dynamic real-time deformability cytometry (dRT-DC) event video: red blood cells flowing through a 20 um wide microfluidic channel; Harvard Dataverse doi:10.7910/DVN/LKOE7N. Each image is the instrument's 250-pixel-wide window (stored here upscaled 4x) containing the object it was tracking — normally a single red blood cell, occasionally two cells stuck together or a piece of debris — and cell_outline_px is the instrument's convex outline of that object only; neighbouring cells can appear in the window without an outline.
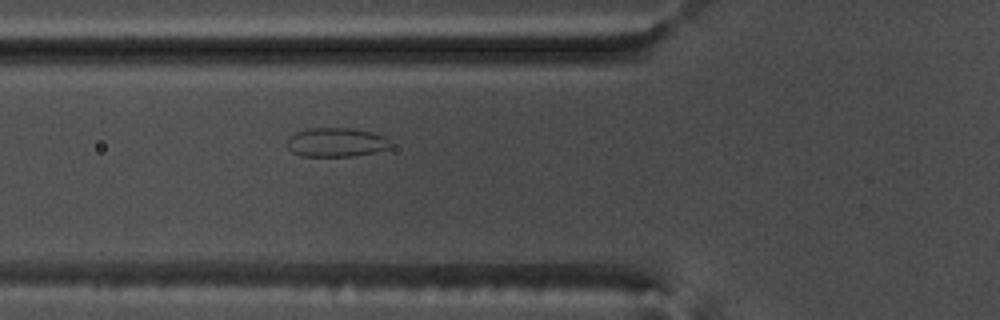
{"species": "common noctule bat (a hibernating species)", "species_latin": "Nyctalus noctula", "temperature_condition": "warm", "stored_images_in_passage": 41, "camera_frame_rate_fps": 3000, "um_per_image_px": 0.085, "animal": {"sex": "male", "body_mass_g": 17.5, "forearm_length_mm": 52.3}, "frame": {"image": 1, "passage_image": 11, "time_ms": 3.333, "image_size_px": [1000, 320], "cell_outline_px": [[392, 144], [388, 148], [372, 152], [352, 156], [300, 156], [292, 152], [284, 144], [296, 132], [312, 128], [348, 128], [372, 132], [384, 136]], "centroid_in_image_um": [28.54, 12.1], "position_along_channel_um": 97.3, "area_um2": 17.34}}
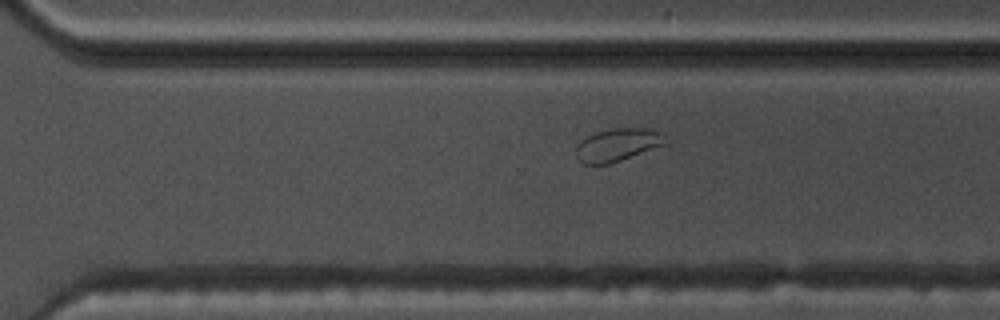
{"frame": {"image": 2, "passage_image": 29, "time_ms": 9.333, "image_size_px": [1000, 320], "cell_outline_px": [[668, 144], [608, 164], [584, 164], [576, 156], [576, 148], [580, 140], [596, 132], [612, 128], [652, 128], [660, 132], [668, 140]], "centroid_in_image_um": [52.53, 12.29], "position_along_channel_um": 318.1, "area_um2": 17.17}}
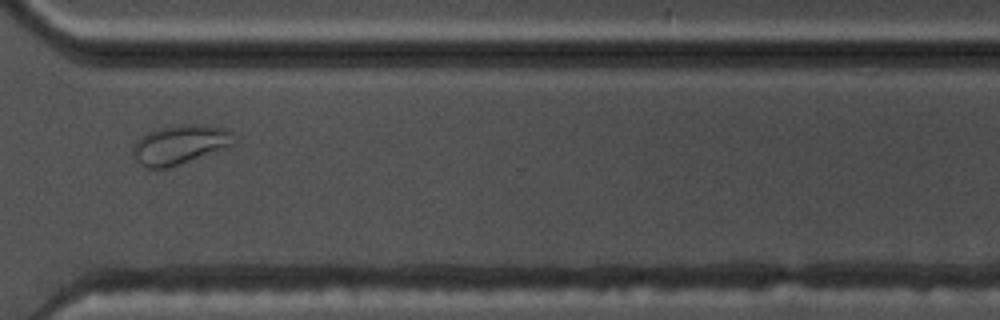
{"frame": {"image": 3, "passage_image": 32, "time_ms": 10.333, "image_size_px": [1000, 320], "cell_outline_px": [[232, 144], [224, 148], [168, 168], [148, 168], [140, 164], [132, 156], [132, 148], [148, 132], [160, 128], [180, 124], [196, 124], [224, 128], [228, 132]], "centroid_in_image_um": [15.21, 12.3], "position_along_channel_um": 355.4, "area_um2": 22.25}}